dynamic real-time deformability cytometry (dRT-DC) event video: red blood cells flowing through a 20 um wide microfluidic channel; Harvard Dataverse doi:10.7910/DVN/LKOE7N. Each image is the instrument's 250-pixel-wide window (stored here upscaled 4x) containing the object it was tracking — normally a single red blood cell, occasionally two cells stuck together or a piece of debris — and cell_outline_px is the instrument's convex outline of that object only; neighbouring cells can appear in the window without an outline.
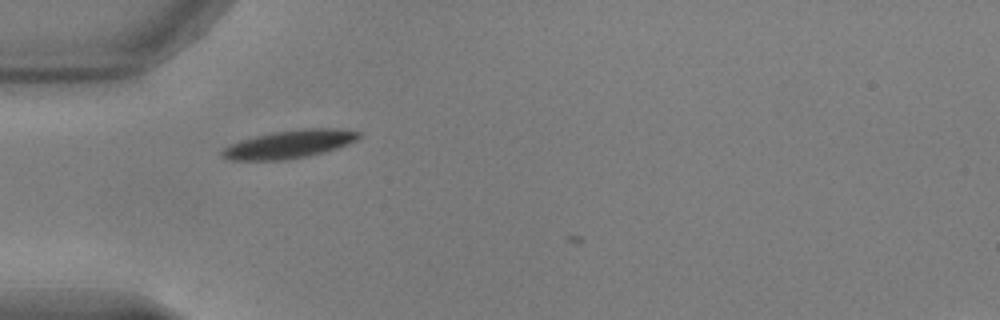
{"species": "common noctule bat (a hibernating species)", "species_latin": "Nyctalus noctula", "temperature_condition": "warm", "stored_images_in_passage": 5, "camera_frame_rate_fps": 3000, "um_per_image_px": 0.085, "animal": {"sex": "male", "body_mass_g": 17.9, "forearm_length_mm": 54.2}, "frame": {"image": 1, "passage_image": 3, "time_ms": 0.667, "image_size_px": [1000, 320], "cell_outline_px": [[360, 136], [356, 140], [336, 148], [324, 152], [308, 156], [284, 160], [228, 160], [220, 156], [220, 152], [224, 148], [232, 144], [256, 136], [272, 132], [304, 128], [336, 128], [360, 132]], "centroid_in_image_um": [24.58, 12.26], "position_along_channel_um": 60.4, "area_um2": 22.14}}